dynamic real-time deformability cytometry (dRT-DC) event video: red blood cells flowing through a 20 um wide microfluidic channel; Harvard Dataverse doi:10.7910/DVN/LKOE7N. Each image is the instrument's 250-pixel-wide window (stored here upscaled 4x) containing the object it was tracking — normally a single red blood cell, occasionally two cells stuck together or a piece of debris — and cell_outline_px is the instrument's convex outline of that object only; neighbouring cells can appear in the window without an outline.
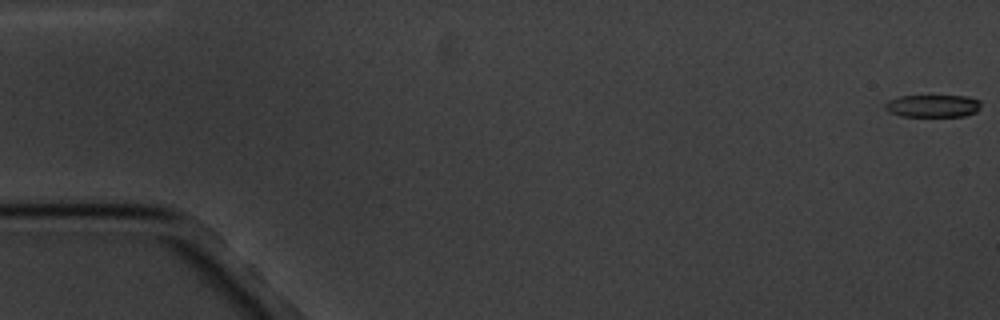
{"species": "common noctule bat (a hibernating species)", "species_latin": "Nyctalus noctula", "temperature_condition": "cold", "stored_images_in_passage": 6, "camera_frame_rate_fps": 3000, "um_per_image_px": 0.085, "animal": {"sex": "male", "body_mass_g": 20.1, "forearm_length_mm": 53.5}, "frame": {"image": 1, "passage_image": 1, "time_ms": 0.0, "image_size_px": [1000, 320], "cell_outline_px": [[980, 108], [976, 112], [964, 116], [900, 116], [888, 112], [884, 108], [884, 104], [888, 100], [900, 96], [968, 96], [980, 100]], "centroid_in_image_um": [79.27, 9.0], "position_along_channel_um": 5.7, "area_um2": 12.66}}
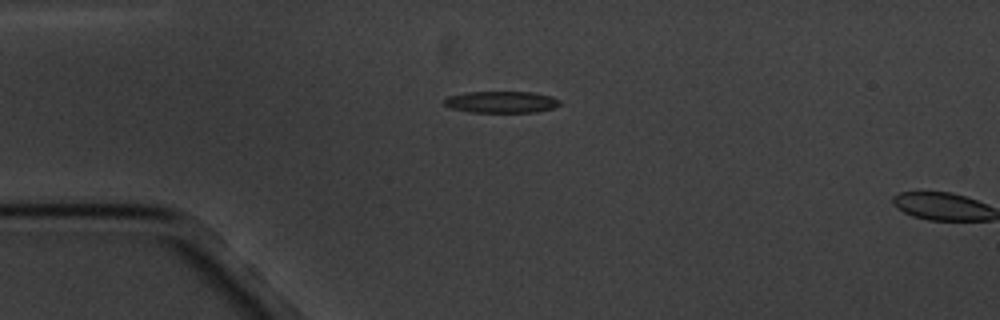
{"frame": {"image": 2, "passage_image": 5, "time_ms": 4.667, "image_size_px": [1000, 320], "cell_outline_px": [[560, 104], [552, 108], [536, 112], [468, 112], [452, 108], [444, 104], [444, 100], [448, 96], [464, 92], [536, 92], [552, 96], [560, 100]], "centroid_in_image_um": [42.62, 8.66], "position_along_channel_um": 42.4, "area_um2": 14.62}}